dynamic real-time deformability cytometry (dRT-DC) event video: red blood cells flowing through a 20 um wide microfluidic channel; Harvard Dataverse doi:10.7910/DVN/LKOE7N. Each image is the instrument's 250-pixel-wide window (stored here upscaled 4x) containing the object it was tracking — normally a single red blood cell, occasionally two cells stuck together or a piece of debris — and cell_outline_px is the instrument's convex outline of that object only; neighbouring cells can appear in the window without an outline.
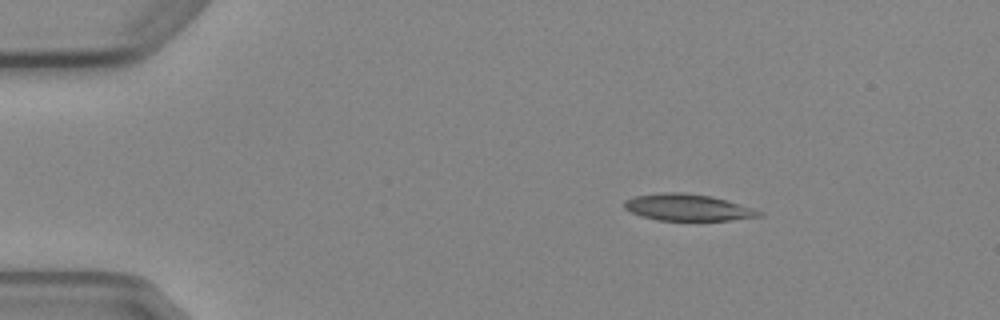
{"species": "Egyptian fruit bat (a non-hibernating species)", "species_latin": "Rousettus aegyptiacus", "temperature_condition": "cold", "stored_images_in_passage": 4, "camera_frame_rate_fps": 3000, "um_per_image_px": 0.085, "animal": {"sex": "female"}, "frame": {"image": 1, "passage_image": 2, "time_ms": 1.333, "image_size_px": [1000, 320], "cell_outline_px": [[764, 216], [732, 220], [656, 220], [640, 216], [624, 208], [624, 200], [636, 196], [660, 192], [684, 192], [712, 196], [728, 200], [764, 212]], "centroid_in_image_um": [58.48, 17.63], "position_along_channel_um": 26.5, "area_um2": 21.1}}